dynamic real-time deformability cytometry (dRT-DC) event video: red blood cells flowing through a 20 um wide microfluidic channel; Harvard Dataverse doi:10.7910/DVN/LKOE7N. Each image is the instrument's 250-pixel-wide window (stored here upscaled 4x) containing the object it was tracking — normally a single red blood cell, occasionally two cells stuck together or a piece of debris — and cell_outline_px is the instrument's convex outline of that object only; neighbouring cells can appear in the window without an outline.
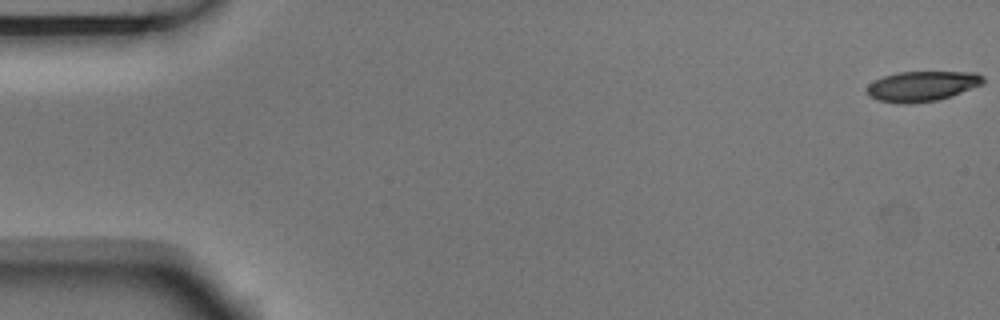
{"species": "Egyptian fruit bat (a non-hibernating species)", "species_latin": "Rousettus aegyptiacus", "temperature_condition": "room temperature", "stored_images_in_passage": 15, "camera_frame_rate_fps": 3000, "um_per_image_px": 0.085, "animal": {"sex": "male"}, "frame": {"image": 1, "passage_image": 1, "time_ms": 0.0, "image_size_px": [1000, 320], "cell_outline_px": [[984, 84], [952, 96], [936, 100], [908, 104], [900, 104], [880, 100], [868, 96], [868, 84], [884, 76], [896, 72], [976, 72], [984, 76]], "centroid_in_image_um": [78.42, 7.32], "position_along_channel_um": 6.6, "area_um2": 20.46}}
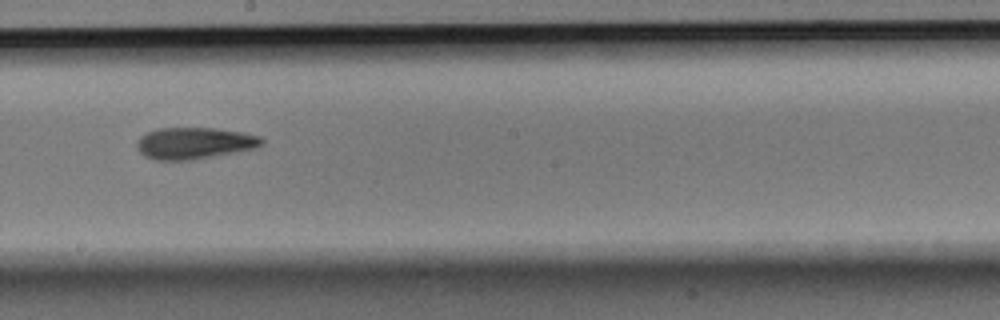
{"frame": {"image": 2, "passage_image": 9, "time_ms": 2.667, "image_size_px": [1000, 320], "cell_outline_px": [[264, 140], [260, 144], [252, 148], [192, 160], [156, 160], [144, 156], [136, 148], [136, 144], [140, 136], [148, 132], [160, 128], [212, 128], [240, 132], [260, 136]], "centroid_in_image_um": [16.44, 12.17], "position_along_channel_um": 231.8, "area_um2": 22.6}}
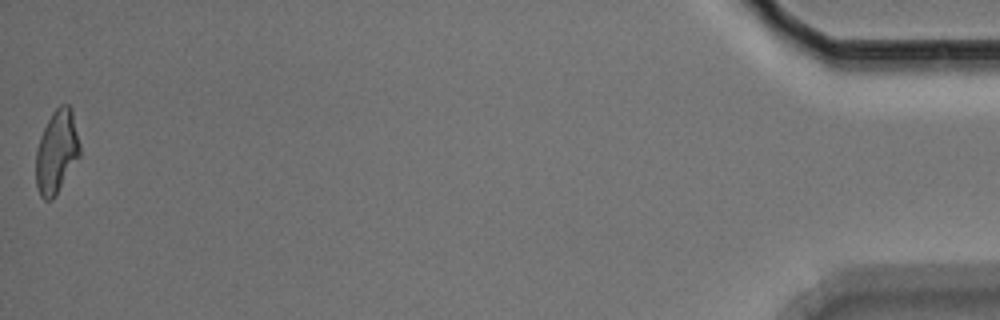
{"frame": {"image": 3, "passage_image": 15, "time_ms": 4.667, "image_size_px": [1000, 320], "cell_outline_px": [[80, 156], [52, 200], [44, 200], [40, 196], [36, 184], [36, 148], [40, 136], [52, 112], [60, 104], [68, 104], [72, 108], [80, 144]], "centroid_in_image_um": [4.82, 12.88], "position_along_channel_um": 430.4, "area_um2": 21.33}}